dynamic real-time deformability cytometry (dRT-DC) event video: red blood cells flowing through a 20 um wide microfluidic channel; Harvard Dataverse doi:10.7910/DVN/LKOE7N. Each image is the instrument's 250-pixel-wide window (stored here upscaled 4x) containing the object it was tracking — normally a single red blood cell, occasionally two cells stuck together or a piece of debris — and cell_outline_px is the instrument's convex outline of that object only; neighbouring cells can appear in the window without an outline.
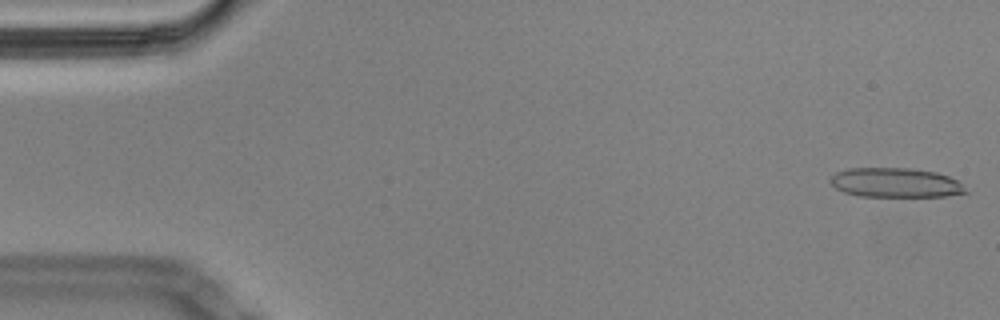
{"species": "Egyptian fruit bat (a non-hibernating species)", "species_latin": "Rousettus aegyptiacus", "temperature_condition": "cold", "stored_images_in_passage": 57, "camera_frame_rate_fps": 3000, "um_per_image_px": 0.085, "animal": {"sex": "male"}, "frame": {"image": 1, "passage_image": 1, "time_ms": 0.0, "image_size_px": [1000, 320], "cell_outline_px": [[968, 192], [948, 196], [860, 196], [844, 192], [836, 188], [828, 180], [836, 172], [848, 168], [908, 168], [936, 172], [948, 176], [956, 180]], "centroid_in_image_um": [76.08, 15.52], "position_along_channel_um": 8.9, "area_um2": 23.06}}
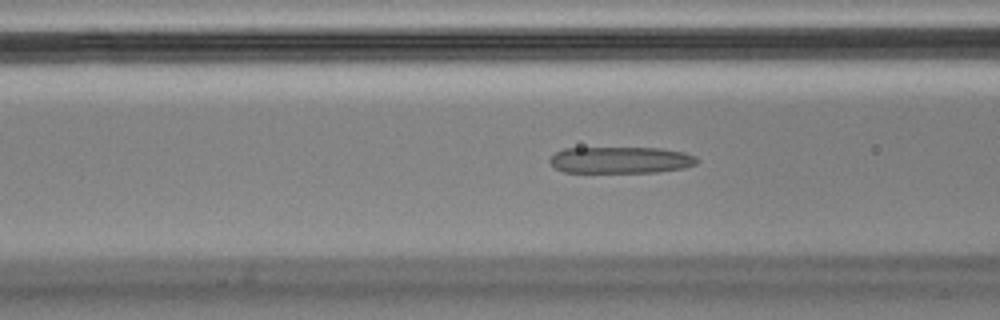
{"frame": {"image": 2, "passage_image": 21, "time_ms": 6.667, "image_size_px": [1000, 320], "cell_outline_px": [[700, 160], [696, 164], [684, 168], [656, 172], [564, 172], [556, 168], [548, 160], [556, 152], [564, 148], [660, 148], [684, 152], [696, 156]], "centroid_in_image_um": [52.79, 13.6], "position_along_channel_um": 113.8, "area_um2": 22.83}}
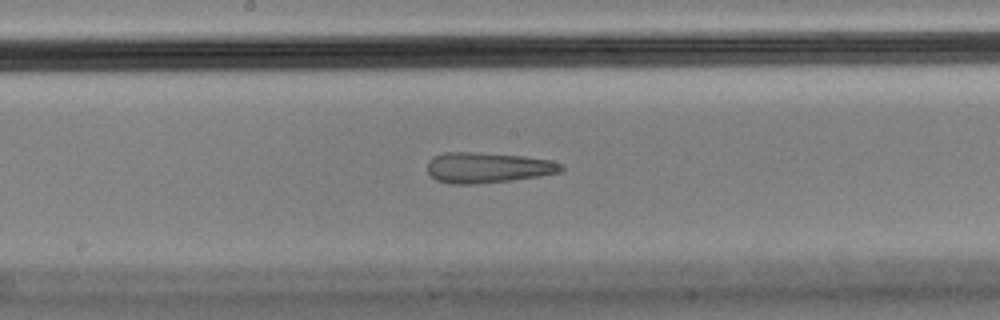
{"frame": {"image": 3, "passage_image": 29, "time_ms": 9.333, "image_size_px": [1000, 320], "cell_outline_px": [[564, 172], [540, 176], [512, 180], [476, 184], [452, 184], [436, 180], [428, 172], [428, 160], [432, 156], [444, 152], [468, 152], [524, 156], [552, 160], [564, 164]], "centroid_in_image_um": [41.49, 14.25], "position_along_channel_um": 206.7, "area_um2": 24.04}, "authors_computed_cell_mechanics": {"area_um2": 24.9118, "velocity_mm_per_s": 3.4626, "shape_relaxation_time_tau1_ms": null, "shape_relaxation_time_tau2_ms": 1.8026, "deformation_change_tau1": null, "deformation_change_tau2": 0.1222}}